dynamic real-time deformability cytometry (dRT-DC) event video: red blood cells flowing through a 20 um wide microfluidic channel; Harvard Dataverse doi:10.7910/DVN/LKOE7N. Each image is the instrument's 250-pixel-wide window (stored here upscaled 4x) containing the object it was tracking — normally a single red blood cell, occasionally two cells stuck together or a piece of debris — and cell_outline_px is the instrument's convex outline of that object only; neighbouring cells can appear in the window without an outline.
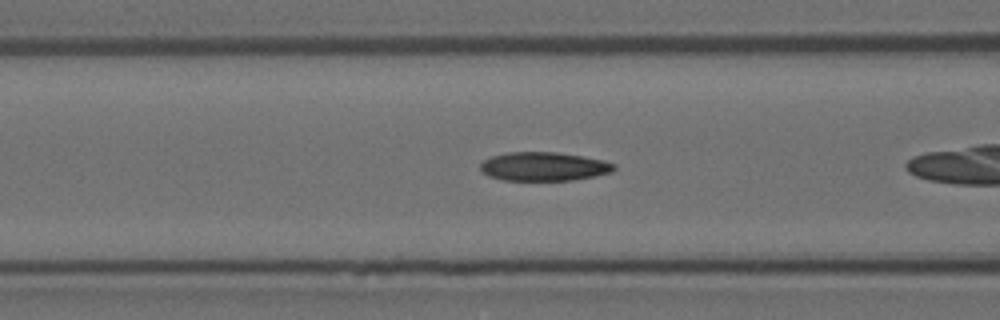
{"species": "Egyptian fruit bat (a non-hibernating species)", "species_latin": "Rousettus aegyptiacus", "temperature_condition": "room temperature", "stored_images_in_passage": 18, "camera_frame_rate_fps": 3000, "um_per_image_px": 0.085, "animal": {"sex": "female"}, "frame": {"image": 1, "passage_image": 15, "time_ms": 4.667, "image_size_px": [1000, 320], "cell_outline_px": [[616, 168], [612, 172], [596, 176], [572, 180], [504, 180], [488, 176], [480, 168], [480, 164], [484, 160], [492, 156], [508, 152], [556, 152], [604, 160], [616, 164]], "centroid_in_image_um": [46.25, 14.15], "position_along_channel_um": 120.4, "area_um2": 22.37}}
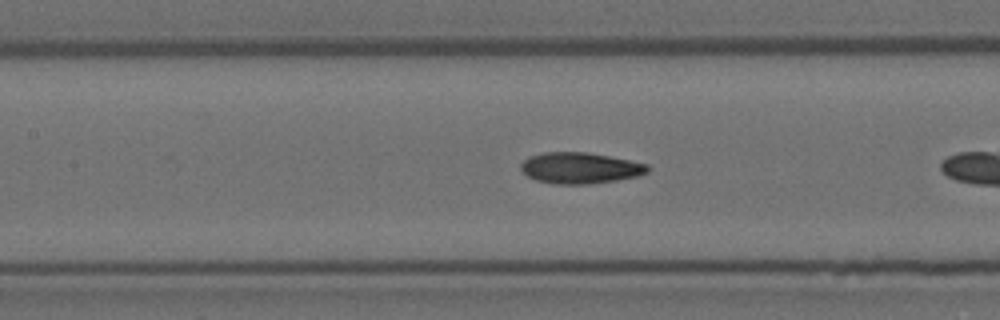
{"frame": {"image": 2, "passage_image": 18, "time_ms": 5.667, "image_size_px": [1000, 320], "cell_outline_px": [[648, 172], [636, 176], [616, 180], [588, 184], [556, 184], [536, 180], [528, 176], [520, 168], [520, 164], [528, 156], [544, 152], [588, 152], [648, 164]], "centroid_in_image_um": [49.27, 14.27], "position_along_channel_um": 158.1, "area_um2": 22.83}}